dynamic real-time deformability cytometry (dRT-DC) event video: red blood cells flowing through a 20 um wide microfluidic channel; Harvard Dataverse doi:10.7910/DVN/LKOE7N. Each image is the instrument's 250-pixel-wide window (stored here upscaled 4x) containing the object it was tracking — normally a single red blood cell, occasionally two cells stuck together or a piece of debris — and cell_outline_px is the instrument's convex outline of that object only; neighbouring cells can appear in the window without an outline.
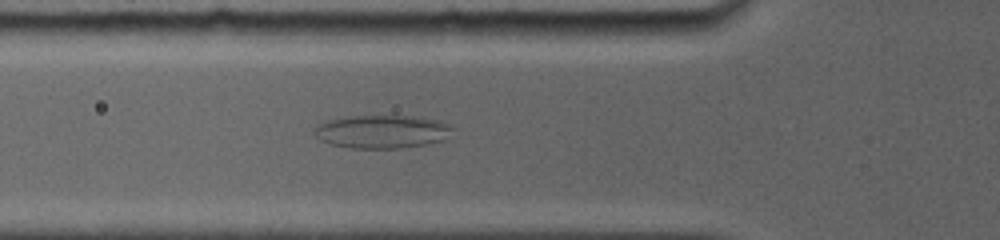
{"species": "common noctule bat (a hibernating species)", "species_latin": "Nyctalus noctula", "temperature_condition": "room temperature", "stored_images_in_passage": 66, "camera_frame_rate_fps": 5000, "um_per_image_px": 0.085, "animal": {"sex": "female", "body_mass_g": 19.0, "forearm_length_mm": 56.7}, "frame": {"image": 1, "passage_image": 25, "time_ms": 5.4, "image_size_px": [1000, 240], "cell_outline_px": [[452, 128], [444, 140], [424, 144], [400, 148], [348, 148], [332, 144], [320, 140], [312, 132], [320, 124], [328, 120], [348, 116], [420, 116], [452, 124]], "centroid_in_image_um": [32.47, 11.18], "position_along_channel_um": 93.3, "area_um2": 26.65}}
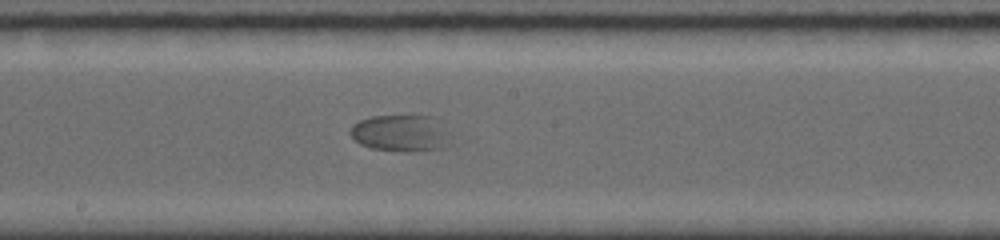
{"frame": {"image": 2, "passage_image": 40, "time_ms": 8.6, "image_size_px": [1000, 240], "cell_outline_px": [[452, 144], [444, 148], [408, 152], [372, 148], [360, 144], [348, 132], [352, 124], [360, 120], [372, 116], [436, 116], [452, 136]], "centroid_in_image_um": [34.14, 11.32], "position_along_channel_um": 214.1, "area_um2": 21.91}}
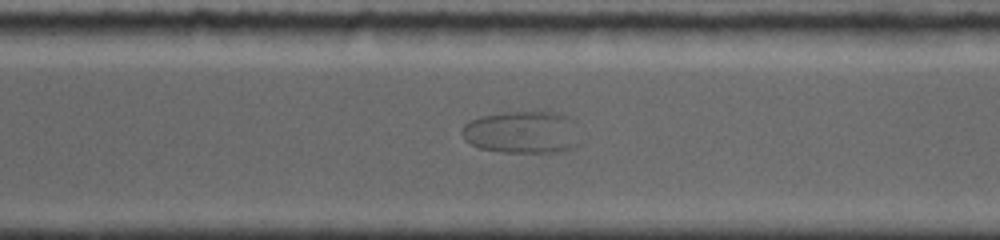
{"frame": {"image": 3, "passage_image": 53, "time_ms": 11.6, "image_size_px": [1000, 240], "cell_outline_px": [[576, 144], [568, 148], [556, 152], [504, 152], [480, 148], [464, 140], [460, 132], [460, 128], [464, 124], [480, 116], [508, 112], [556, 112], [568, 116]], "centroid_in_image_um": [44.23, 11.23], "position_along_channel_um": 326.4, "area_um2": 28.32}}